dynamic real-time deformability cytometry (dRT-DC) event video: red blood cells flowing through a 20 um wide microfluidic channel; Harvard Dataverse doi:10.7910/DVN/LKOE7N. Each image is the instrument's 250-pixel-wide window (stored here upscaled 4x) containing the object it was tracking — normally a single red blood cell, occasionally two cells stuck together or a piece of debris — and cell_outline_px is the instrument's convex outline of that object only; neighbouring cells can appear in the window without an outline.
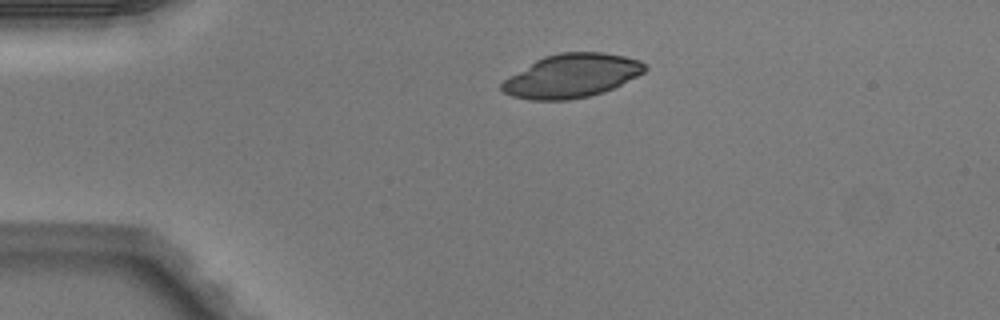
{"species": "Egyptian fruit bat (a non-hibernating species)", "species_latin": "Rousettus aegyptiacus", "temperature_condition": "warm", "stored_images_in_passage": 5, "camera_frame_rate_fps": 3000, "um_per_image_px": 0.085, "animal": {"sex": "male"}, "frame": {"image": 1, "passage_image": 5, "time_ms": 1.333, "image_size_px": [1000, 320], "cell_outline_px": [[648, 68], [644, 72], [604, 92], [588, 96], [568, 100], [532, 100], [512, 96], [504, 92], [500, 88], [500, 84], [504, 80], [536, 60], [544, 56], [560, 52], [604, 52], [624, 56], [640, 60]], "centroid_in_image_um": [48.59, 6.44], "position_along_channel_um": 36.4, "area_um2": 36.07}}